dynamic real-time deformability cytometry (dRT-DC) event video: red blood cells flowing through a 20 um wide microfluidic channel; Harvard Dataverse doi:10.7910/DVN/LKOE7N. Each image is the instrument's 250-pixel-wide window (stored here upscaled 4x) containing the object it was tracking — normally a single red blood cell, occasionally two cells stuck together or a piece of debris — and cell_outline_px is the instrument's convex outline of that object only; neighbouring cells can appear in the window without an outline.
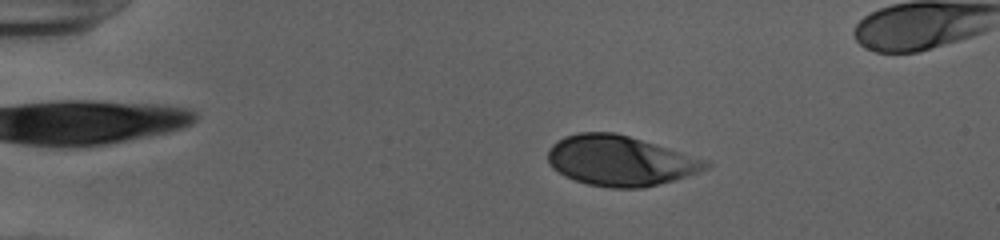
{"species": "human", "species_latin": "Homo sapiens", "temperature_condition": "cold", "stored_images_in_passage": 53, "camera_frame_rate_fps": 3000, "um_per_image_px": 0.085, "donor": {"sex": "female"}, "frame": {"image": 1, "passage_image": 10, "time_ms": 3.0, "image_size_px": [1000, 240], "cell_outline_px": [[712, 164], [708, 168], [672, 180], [644, 188], [612, 188], [588, 184], [564, 176], [552, 168], [548, 164], [548, 152], [552, 144], [556, 140], [564, 136], [576, 132], [616, 132], [704, 160]], "centroid_in_image_um": [52.61, 13.66], "position_along_channel_um": 32.4, "area_um2": 45.6}}
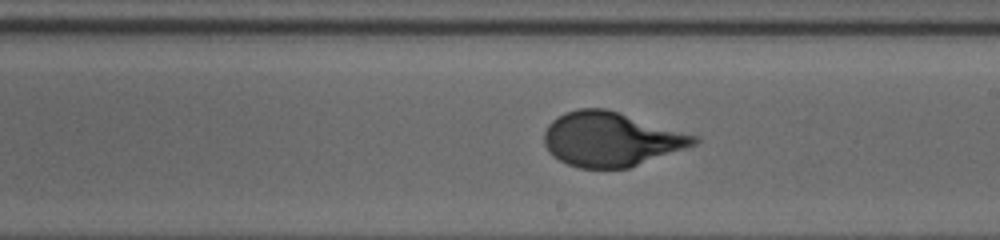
{"frame": {"image": 2, "passage_image": 31, "time_ms": 10.0, "image_size_px": [1000, 240], "cell_outline_px": [[700, 140], [696, 144], [628, 168], [580, 168], [568, 164], [552, 156], [548, 152], [544, 144], [544, 132], [548, 124], [552, 120], [564, 112], [580, 108], [604, 108], [700, 136]], "centroid_in_image_um": [51.91, 11.83], "position_along_channel_um": 237.1, "area_um2": 47.28}}
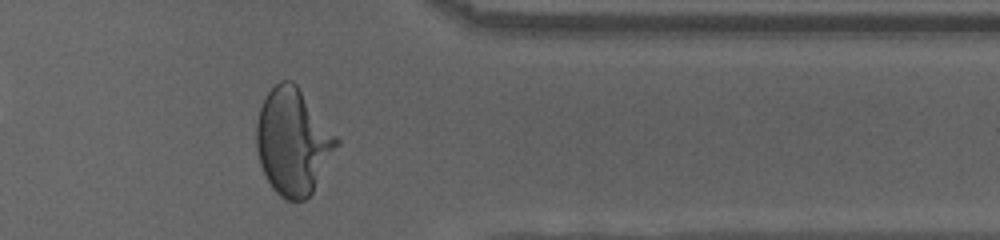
{"frame": {"image": 3, "passage_image": 43, "time_ms": 14.0, "image_size_px": [1000, 240], "cell_outline_px": [[340, 144], [312, 192], [304, 200], [288, 200], [280, 196], [272, 188], [260, 164], [256, 148], [256, 124], [260, 108], [268, 92], [280, 80], [292, 80], [296, 84], [340, 140]], "centroid_in_image_um": [24.9, 12.04], "position_along_channel_um": 386.5, "area_um2": 49.25}}